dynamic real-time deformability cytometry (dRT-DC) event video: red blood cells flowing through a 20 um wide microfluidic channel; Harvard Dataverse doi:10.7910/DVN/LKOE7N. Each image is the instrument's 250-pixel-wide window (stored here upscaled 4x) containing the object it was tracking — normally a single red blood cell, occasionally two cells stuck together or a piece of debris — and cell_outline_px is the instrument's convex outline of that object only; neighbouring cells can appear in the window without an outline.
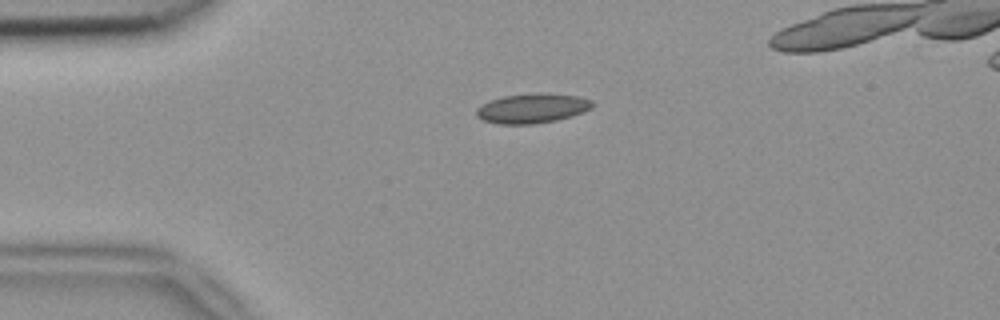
{"species": "common noctule bat (a hibernating species)", "species_latin": "Nyctalus noctula", "temperature_condition": "room temperature", "stored_images_in_passage": 6, "camera_frame_rate_fps": 3000, "um_per_image_px": 0.085, "animal": {"sex": "female", "body_mass_g": 18.4}, "frame": {"image": 1, "passage_image": 1, "time_ms": 0.0, "image_size_px": [1000, 320], "cell_outline_px": [[592, 108], [572, 116], [556, 120], [532, 124], [496, 124], [484, 120], [476, 116], [476, 108], [480, 104], [488, 100], [504, 96], [536, 92], [540, 92], [580, 96], [592, 100]], "centroid_in_image_um": [45.21, 9.19], "position_along_channel_um": 39.8, "area_um2": 20.29}}
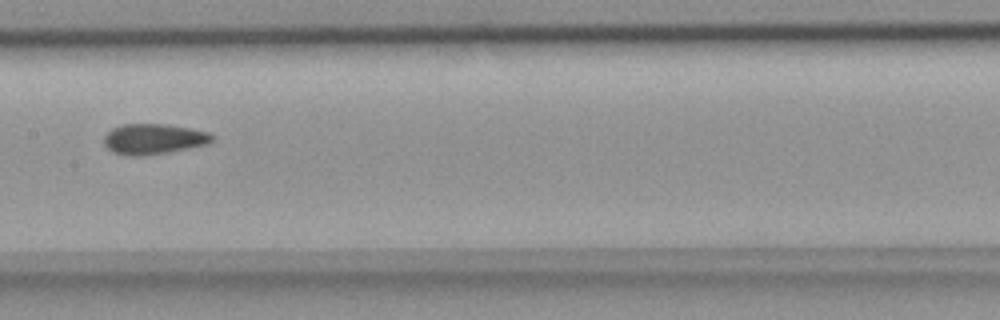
{"frame": {"image": 2, "passage_image": 5, "time_ms": 1.333, "image_size_px": [1000, 320], "cell_outline_px": [[212, 140], [208, 144], [168, 152], [140, 156], [132, 156], [112, 152], [104, 144], [104, 136], [112, 128], [124, 124], [164, 124], [192, 128], [208, 132], [212, 136]], "centroid_in_image_um": [13.04, 11.81], "position_along_channel_um": 194.4, "area_um2": 19.07}}
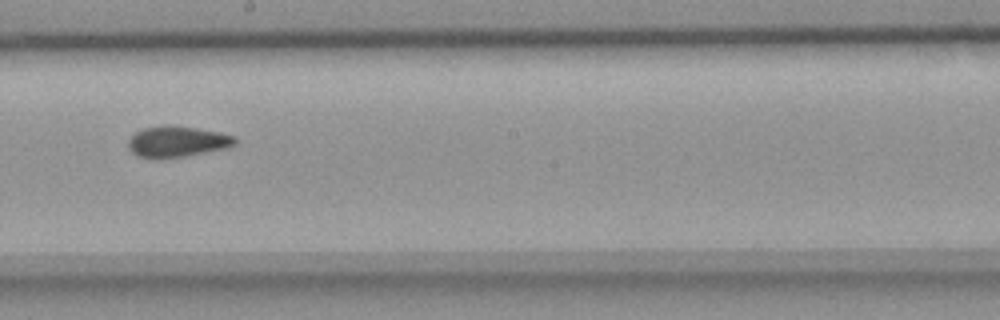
{"frame": {"image": 3, "passage_image": 6, "time_ms": 1.667, "image_size_px": [1000, 320], "cell_outline_px": [[236, 144], [228, 148], [184, 156], [136, 156], [128, 148], [128, 140], [136, 132], [144, 128], [168, 124], [220, 132], [236, 136]], "centroid_in_image_um": [15.1, 12.0], "position_along_channel_um": 233.1, "area_um2": 18.84}}